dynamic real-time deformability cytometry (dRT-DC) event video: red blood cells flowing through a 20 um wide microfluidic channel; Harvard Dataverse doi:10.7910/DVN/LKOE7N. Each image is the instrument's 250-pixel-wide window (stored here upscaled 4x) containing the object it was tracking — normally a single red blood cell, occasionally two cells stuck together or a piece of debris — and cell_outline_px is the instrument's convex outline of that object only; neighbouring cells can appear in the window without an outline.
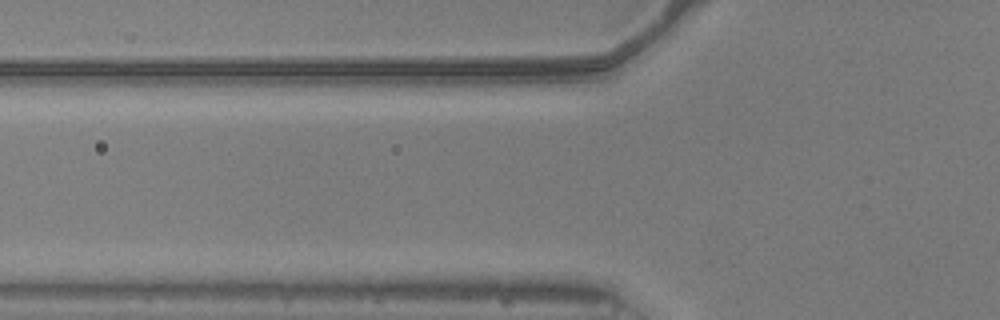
{"species": "common noctule bat (a hibernating species)", "species_latin": "Nyctalus noctula", "temperature_condition": "warm", "stored_images_in_passage": 3, "camera_frame_rate_fps": 3000, "um_per_image_px": 0.085, "animal": {"sex": "male", "body_mass_g": 20.5, "forearm_length_mm": 52.5}, "frame": {"image": 1, "passage_image": 2, "time_ms": 0.333, "image_size_px": [1000, 320], "cell_outline_px": [[164, 236], [152, 240], [136, 240], [36, 236], [36, 232], [44, 228], [124, 224], [164, 232]], "centroid_in_image_um": [8.74, 19.76], "position_along_channel_um": 117.1, "area_um2": 10.52}}